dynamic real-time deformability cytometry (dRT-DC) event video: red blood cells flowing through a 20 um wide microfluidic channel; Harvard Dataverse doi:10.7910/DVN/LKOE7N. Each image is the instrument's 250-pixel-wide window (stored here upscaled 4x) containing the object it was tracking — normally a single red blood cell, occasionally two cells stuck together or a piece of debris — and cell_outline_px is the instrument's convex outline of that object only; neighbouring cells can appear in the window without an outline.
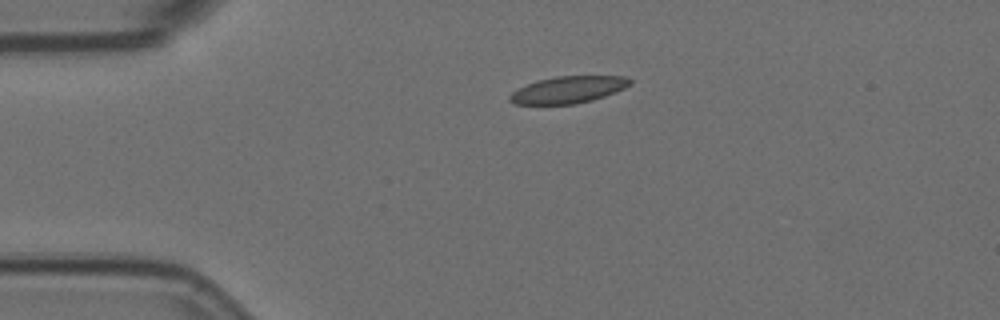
{"species": "Egyptian fruit bat (a non-hibernating species)", "species_latin": "Rousettus aegyptiacus", "temperature_condition": "room temperature", "stored_images_in_passage": 2, "camera_frame_rate_fps": 3000, "um_per_image_px": 0.085, "animal": {"sex": "female"}, "frame": {"image": 1, "passage_image": 1, "time_ms": 0.0, "image_size_px": [1000, 320], "cell_outline_px": [[632, 84], [616, 92], [592, 100], [572, 104], [512, 104], [508, 100], [508, 96], [512, 92], [528, 84], [540, 80], [556, 76], [624, 76], [632, 80]], "centroid_in_image_um": [48.3, 7.63], "position_along_channel_um": 36.7, "area_um2": 18.73}}